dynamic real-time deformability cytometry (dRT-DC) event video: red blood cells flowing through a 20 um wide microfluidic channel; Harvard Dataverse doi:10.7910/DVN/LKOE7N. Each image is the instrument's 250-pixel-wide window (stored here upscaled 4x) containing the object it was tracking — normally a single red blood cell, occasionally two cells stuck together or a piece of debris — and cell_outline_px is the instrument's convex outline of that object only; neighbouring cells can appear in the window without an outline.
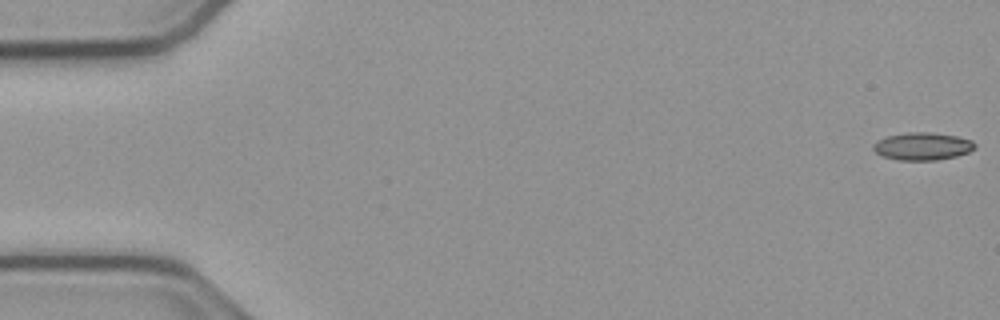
{"species": "common noctule bat (a hibernating species)", "species_latin": "Nyctalus noctula", "temperature_condition": "cold", "stored_images_in_passage": 54, "camera_frame_rate_fps": 3000, "um_per_image_px": 0.085, "animal": {"sex": "male", "body_mass_g": 23.1, "forearm_length_mm": 52.7}, "frame": {"image": 1, "passage_image": 1, "time_ms": 0.0, "image_size_px": [1000, 320], "cell_outline_px": [[976, 148], [968, 152], [956, 156], [936, 160], [900, 160], [884, 156], [876, 152], [872, 148], [872, 144], [888, 136], [908, 132], [928, 132], [956, 136], [972, 140], [976, 144]], "centroid_in_image_um": [78.44, 12.43], "position_along_channel_um": 6.6, "area_um2": 16.18}}
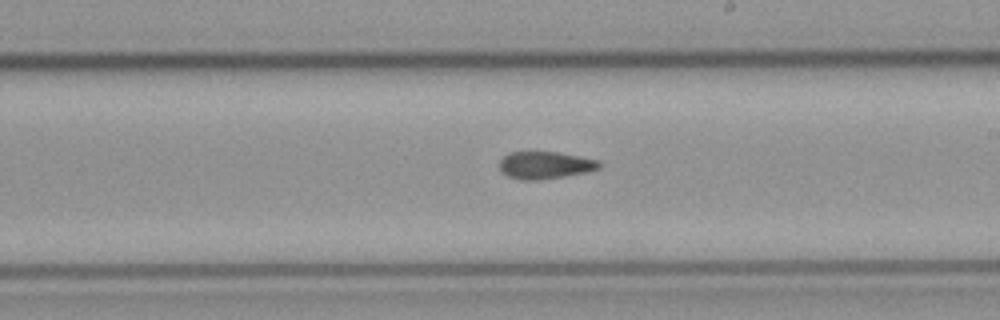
{"frame": {"image": 2, "passage_image": 31, "time_ms": 10.0, "image_size_px": [1000, 320], "cell_outline_px": [[600, 168], [588, 172], [564, 176], [536, 180], [520, 180], [508, 176], [500, 168], [500, 160], [508, 152], [560, 152], [600, 160]], "centroid_in_image_um": [46.36, 14.03], "position_along_channel_um": 242.6, "area_um2": 15.9}}
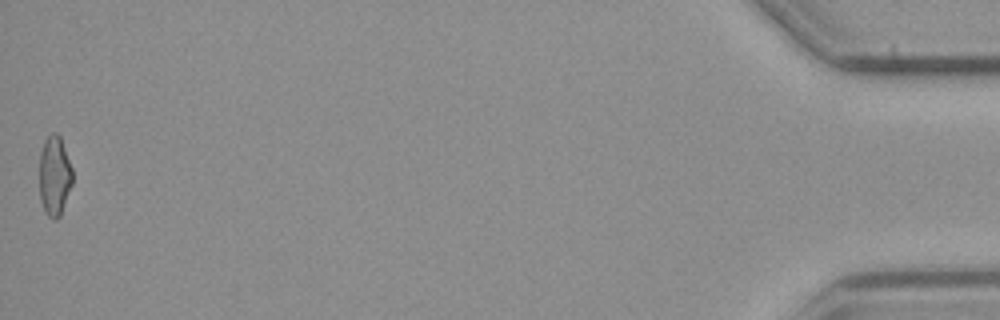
{"frame": {"image": 3, "passage_image": 54, "time_ms": 17.667, "image_size_px": [1000, 320], "cell_outline_px": [[72, 184], [60, 216], [56, 220], [52, 220], [48, 216], [40, 200], [40, 152], [44, 140], [52, 132], [56, 132], [60, 136], [72, 168]], "centroid_in_image_um": [4.63, 14.94], "position_along_channel_um": 430.6, "area_um2": 15.37}, "authors_computed_cell_mechanics": {"area_um2": 16.2418, "velocity_mm_per_s": 3.8299, "shape_relaxation_time_tau1_ms": null, "shape_relaxation_time_tau2_ms": 4.0087, "deformation_change_tau1": null, "deformation_change_tau2": 0.1017}}